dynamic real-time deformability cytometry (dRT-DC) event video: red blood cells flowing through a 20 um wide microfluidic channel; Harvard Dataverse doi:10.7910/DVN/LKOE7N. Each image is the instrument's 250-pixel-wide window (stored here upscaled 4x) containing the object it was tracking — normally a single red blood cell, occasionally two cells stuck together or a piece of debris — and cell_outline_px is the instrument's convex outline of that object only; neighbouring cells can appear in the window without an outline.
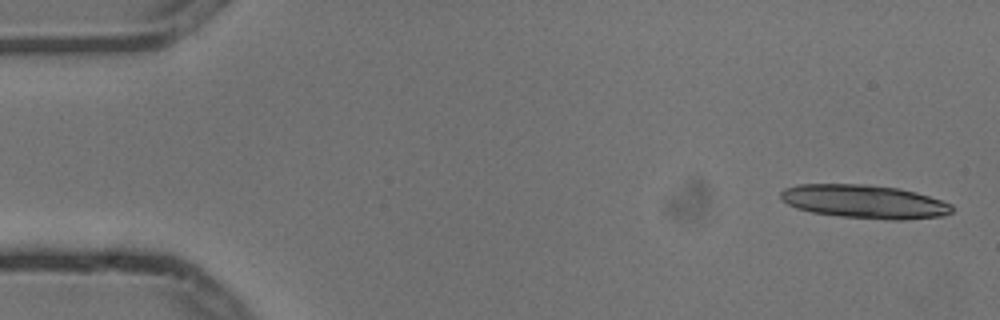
{"species": "common noctule bat (a hibernating species)", "species_latin": "Nyctalus noctula", "temperature_condition": "cold", "stored_images_in_passage": 5, "camera_frame_rate_fps": 3000, "um_per_image_px": 0.085, "animal": {"sex": "male", "body_mass_g": 13.3}, "frame": {"image": 1, "passage_image": 1, "time_ms": 0.0, "image_size_px": [1000, 320], "cell_outline_px": [[952, 212], [944, 216], [904, 220], [888, 220], [840, 216], [812, 212], [796, 208], [780, 200], [780, 192], [784, 188], [796, 184], [864, 184], [896, 188], [916, 192], [952, 204]], "centroid_in_image_um": [73.45, 17.14], "position_along_channel_um": 11.6, "area_um2": 33.58}}
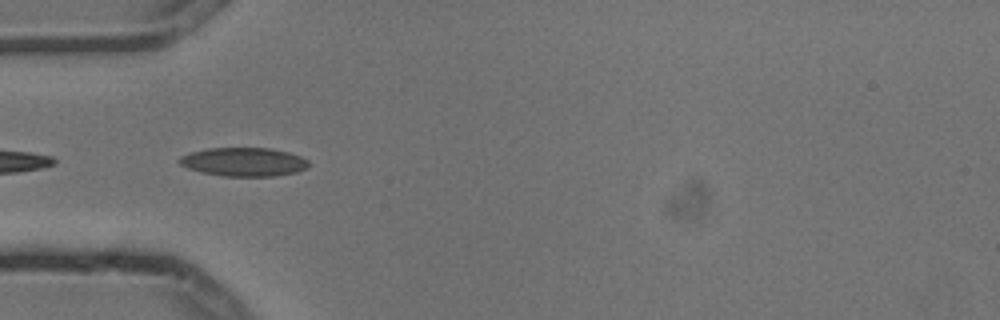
{"frame": {"image": 2, "passage_image": 5, "time_ms": 1.333, "image_size_px": [1000, 320], "cell_outline_px": [[308, 168], [296, 172], [276, 176], [224, 176], [200, 172], [188, 168], [180, 164], [176, 160], [180, 156], [192, 152], [208, 148], [272, 148], [288, 152], [300, 156], [308, 160]], "centroid_in_image_um": [20.72, 13.76], "position_along_channel_um": 64.3, "area_um2": 21.68}}